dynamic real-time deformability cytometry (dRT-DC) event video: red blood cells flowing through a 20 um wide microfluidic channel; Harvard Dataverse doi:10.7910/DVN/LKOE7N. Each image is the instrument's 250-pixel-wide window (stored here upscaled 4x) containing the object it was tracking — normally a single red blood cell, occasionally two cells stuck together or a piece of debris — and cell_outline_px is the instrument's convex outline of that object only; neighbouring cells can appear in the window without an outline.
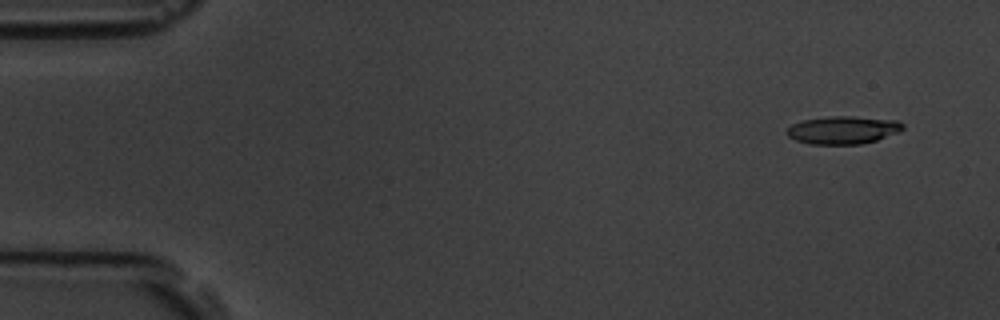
{"species": "common noctule bat (a hibernating species)", "species_latin": "Nyctalus noctula", "temperature_condition": "room temperature", "stored_images_in_passage": 4, "camera_frame_rate_fps": 3000, "um_per_image_px": 0.085, "animal": {"sex": "male", "body_mass_g": 19.5, "forearm_length_mm": 54.6}, "frame": {"image": 1, "passage_image": 1, "time_ms": 0.0, "image_size_px": [1000, 320], "cell_outline_px": [[904, 128], [900, 132], [876, 140], [860, 144], [812, 144], [796, 140], [788, 136], [788, 128], [792, 124], [800, 120], [828, 116], [852, 116], [900, 120], [904, 124]], "centroid_in_image_um": [71.7, 11.03], "position_along_channel_um": 13.3, "area_um2": 18.96}}
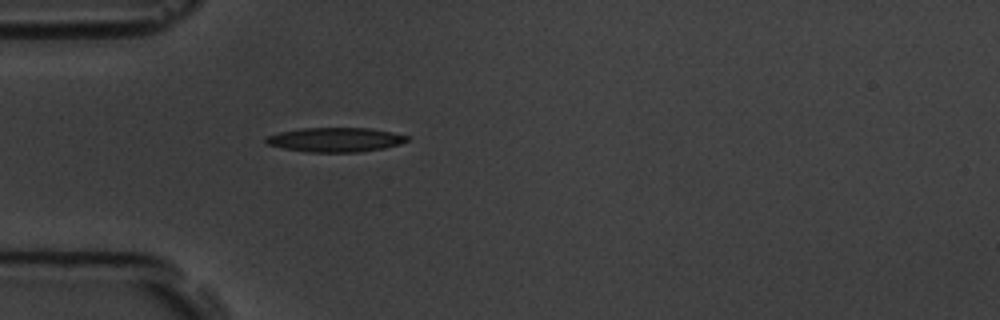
{"frame": {"image": 2, "passage_image": 4, "time_ms": 4.333, "image_size_px": [1000, 320], "cell_outline_px": [[408, 140], [400, 144], [384, 148], [360, 152], [308, 152], [284, 148], [268, 144], [264, 140], [268, 136], [280, 132], [300, 128], [368, 128], [392, 132], [408, 136]], "centroid_in_image_um": [28.52, 11.87], "position_along_channel_um": 56.5, "area_um2": 19.88}}